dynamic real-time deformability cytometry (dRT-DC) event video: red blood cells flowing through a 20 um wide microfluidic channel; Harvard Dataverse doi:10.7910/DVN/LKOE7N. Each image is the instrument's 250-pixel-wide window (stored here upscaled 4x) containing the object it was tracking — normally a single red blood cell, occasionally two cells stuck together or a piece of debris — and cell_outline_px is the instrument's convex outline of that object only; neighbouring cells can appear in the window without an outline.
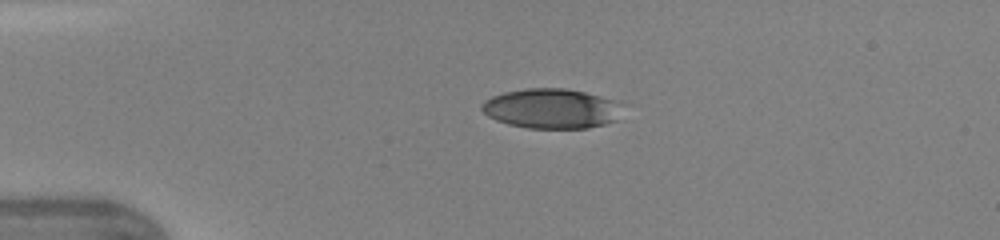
{"species": "human", "species_latin": "Homo sapiens", "temperature_condition": "warm", "stored_images_in_passage": 40, "camera_frame_rate_fps": 3000, "um_per_image_px": 0.085, "donor": {"sex": "female"}, "frame": {"image": 1, "passage_image": 5, "time_ms": 1.333, "image_size_px": [1000, 240], "cell_outline_px": [[616, 120], [604, 124], [588, 128], [528, 128], [508, 124], [496, 120], [488, 116], [480, 108], [480, 104], [484, 100], [492, 96], [504, 92], [528, 88], [564, 88], [584, 92], [612, 100]], "centroid_in_image_um": [46.7, 9.23], "position_along_channel_um": 38.3, "area_um2": 31.85}}
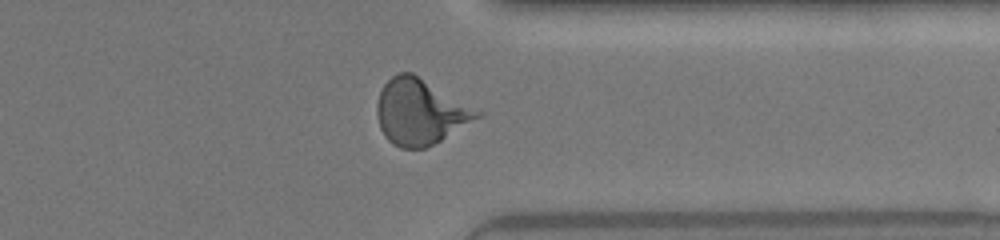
{"frame": {"image": 2, "passage_image": 31, "time_ms": 10.0, "image_size_px": [1000, 240], "cell_outline_px": [[484, 116], [440, 140], [424, 148], [400, 148], [392, 144], [384, 136], [380, 128], [376, 112], [376, 104], [380, 92], [384, 84], [392, 76], [400, 72], [412, 72], [484, 112]], "centroid_in_image_um": [35.73, 9.5], "position_along_channel_um": 375.7, "area_um2": 38.44}}
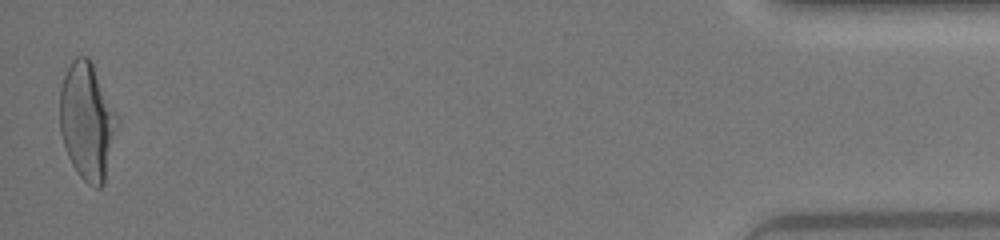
{"frame": {"image": 3, "passage_image": 40, "time_ms": 13.0, "image_size_px": [1000, 240], "cell_outline_px": [[120, 120], [104, 184], [100, 188], [96, 188], [88, 184], [80, 176], [72, 164], [68, 156], [60, 132], [60, 88], [64, 76], [72, 60], [76, 56], [88, 56]], "centroid_in_image_um": [7.42, 10.33], "position_along_channel_um": 427.8, "area_um2": 39.13}, "authors_computed_cell_mechanics": {"area_um2": 35.8649, "velocity_mm_per_s": 4.389, "shape_relaxation_time_tau1_ms": 3.4932, "shape_relaxation_time_tau2_ms": 0.5886, "deformation_change_tau1": 0.1811, "deformation_change_tau2": 0.0777}}